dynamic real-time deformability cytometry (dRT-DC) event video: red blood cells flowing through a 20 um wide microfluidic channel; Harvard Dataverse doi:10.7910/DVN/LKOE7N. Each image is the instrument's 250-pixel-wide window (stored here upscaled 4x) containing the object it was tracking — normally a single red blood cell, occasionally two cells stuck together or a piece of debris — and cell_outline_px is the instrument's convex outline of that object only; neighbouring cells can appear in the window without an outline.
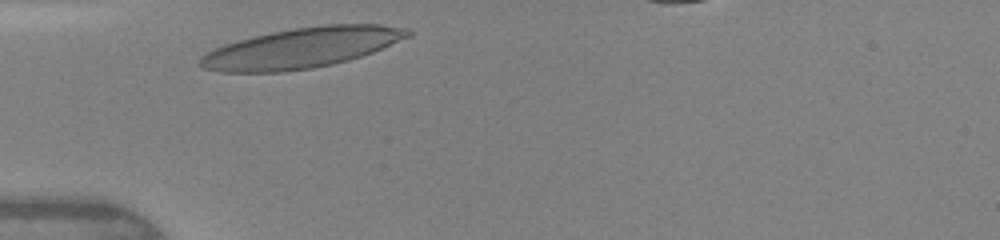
{"species": "human", "species_latin": "Homo sapiens", "temperature_condition": "warm", "stored_images_in_passage": 17, "camera_frame_rate_fps": 3000, "um_per_image_px": 0.085, "donor": {"sex": "female"}, "frame": {"image": 1, "passage_image": 1, "time_ms": 0.0, "image_size_px": [1000, 240], "cell_outline_px": [[412, 36], [372, 52], [348, 60], [332, 64], [312, 68], [280, 72], [220, 72], [204, 68], [196, 64], [196, 60], [200, 56], [224, 44], [272, 32], [292, 28], [324, 24], [380, 24], [412, 28]], "centroid_in_image_um": [25.67, 4.06], "position_along_channel_um": 59.3, "area_um2": 48.84}}
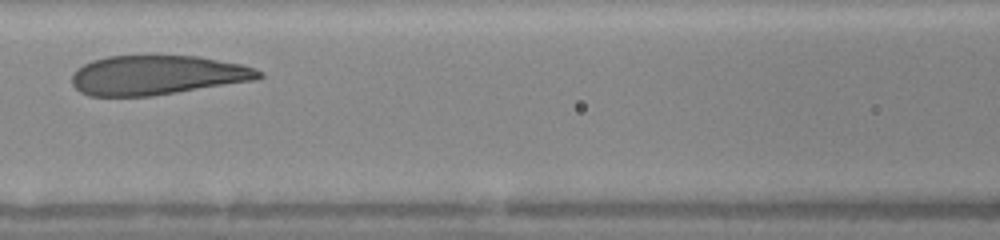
{"frame": {"image": 2, "passage_image": 6, "time_ms": 2.333, "image_size_px": [1000, 240], "cell_outline_px": [[264, 76], [256, 80], [152, 96], [88, 96], [80, 92], [72, 84], [72, 76], [76, 68], [92, 60], [108, 56], [200, 56], [240, 64], [256, 68], [264, 72]], "centroid_in_image_um": [13.37, 6.39], "position_along_channel_um": 153.2, "area_um2": 43.12}}
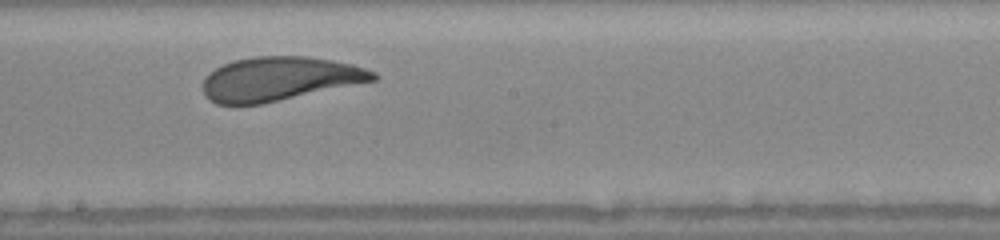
{"frame": {"image": 3, "passage_image": 10, "time_ms": 4.0, "image_size_px": [1000, 240], "cell_outline_px": [[380, 76], [376, 80], [260, 104], [216, 104], [208, 100], [204, 96], [204, 80], [208, 72], [224, 64], [236, 60], [256, 56], [304, 56], [332, 60], [352, 64], [376, 72]], "centroid_in_image_um": [23.75, 6.7], "position_along_channel_um": 224.5, "area_um2": 43.29}, "authors_computed_cell_mechanics": {"area_um2": 43.9858, "velocity_mm_per_s": 4.2897, "shape_relaxation_time_tau1_ms": 2.6972, "shape_relaxation_time_tau2_ms": 3.7376, "deformation_change_tau1": 0.1252, "deformation_change_tau2": 0.103}}